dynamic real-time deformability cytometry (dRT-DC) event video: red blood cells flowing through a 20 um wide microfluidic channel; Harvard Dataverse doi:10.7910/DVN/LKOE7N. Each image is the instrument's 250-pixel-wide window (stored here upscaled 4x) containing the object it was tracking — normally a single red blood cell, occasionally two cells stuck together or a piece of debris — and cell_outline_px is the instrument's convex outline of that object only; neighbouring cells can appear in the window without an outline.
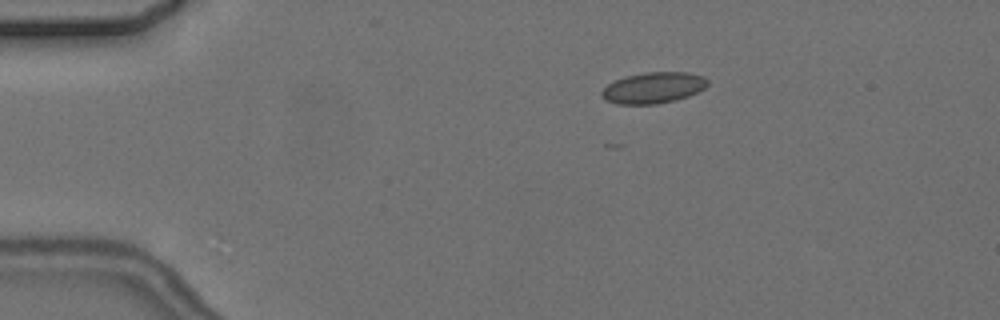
{"species": "common noctule bat (a hibernating species)", "species_latin": "Nyctalus noctula", "temperature_condition": "cold", "stored_images_in_passage": 3, "camera_frame_rate_fps": 3000, "um_per_image_px": 0.085, "animal": {"sex": "female", "body_mass_g": 24.6, "forearm_length_mm": 56.2}, "frame": {"image": 1, "passage_image": 1, "time_ms": 0.0, "image_size_px": [1000, 320], "cell_outline_px": [[708, 84], [704, 88], [688, 96], [656, 104], [616, 104], [600, 96], [600, 92], [608, 84], [624, 76], [644, 72], [688, 72], [704, 76], [708, 80]], "centroid_in_image_um": [55.52, 7.45], "position_along_channel_um": 29.5, "area_um2": 19.13}}